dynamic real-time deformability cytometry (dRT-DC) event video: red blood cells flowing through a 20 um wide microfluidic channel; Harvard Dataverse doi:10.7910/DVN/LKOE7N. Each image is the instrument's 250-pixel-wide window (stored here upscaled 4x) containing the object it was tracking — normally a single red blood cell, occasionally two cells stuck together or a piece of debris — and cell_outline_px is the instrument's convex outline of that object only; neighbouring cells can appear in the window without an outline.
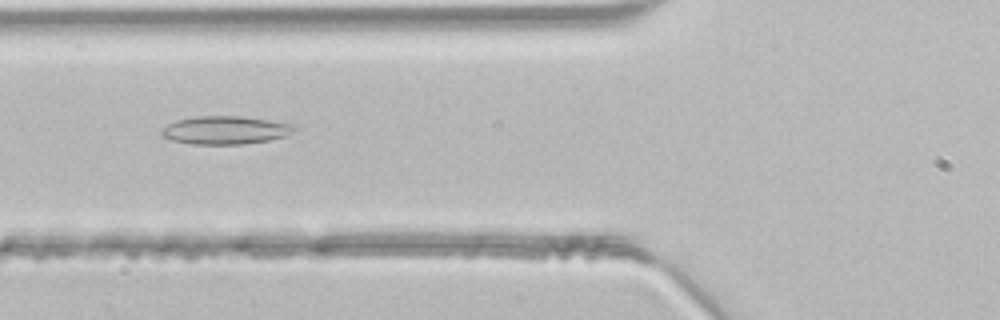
{"species": "common noctule bat (a hibernating species)", "species_latin": "Nyctalus noctula", "temperature_condition": "room temperature", "stored_images_in_passage": 42, "camera_frame_rate_fps": 3000, "um_per_image_px": 0.085, "animal": {"sex": "male", "body_mass_g": 21.5, "forearm_length_mm": 52.0}, "frame": {"image": 1, "passage_image": 13, "time_ms": 4.0, "image_size_px": [1000, 320], "cell_outline_px": [[296, 128], [292, 132], [284, 136], [268, 140], [240, 144], [192, 144], [172, 140], [164, 136], [160, 132], [168, 124], [176, 120], [196, 116], [240, 116], [268, 120], [292, 124]], "centroid_in_image_um": [19.13, 11.05], "position_along_channel_um": 106.7, "area_um2": 21.44}}
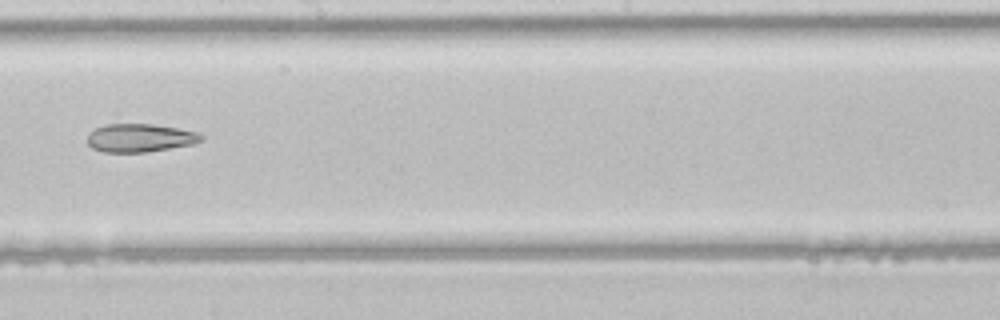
{"frame": {"image": 2, "passage_image": 22, "time_ms": 7.0, "image_size_px": [1000, 320], "cell_outline_px": [[204, 140], [192, 144], [144, 152], [104, 152], [92, 148], [88, 144], [88, 136], [96, 128], [104, 124], [152, 124], [176, 128], [196, 132], [204, 136]], "centroid_in_image_um": [11.89, 11.72], "position_along_channel_um": 236.3, "area_um2": 18.5}}
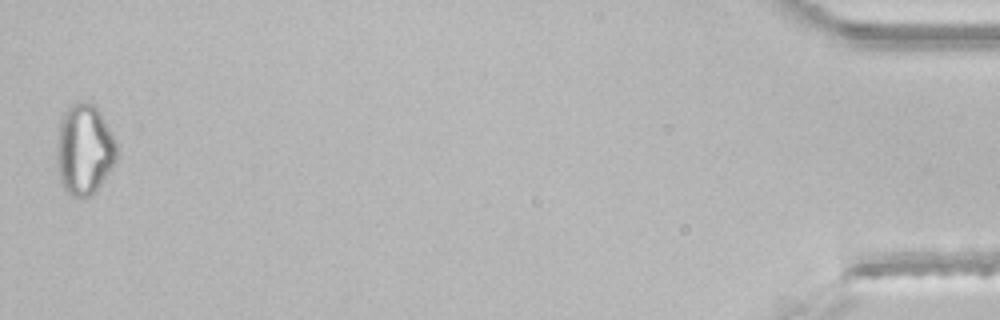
{"frame": {"image": 3, "passage_image": 42, "time_ms": 13.667, "image_size_px": [1000, 320], "cell_outline_px": [[116, 164], [96, 192], [92, 196], [84, 200], [72, 196], [64, 188], [60, 180], [56, 164], [56, 144], [60, 124], [64, 112], [76, 100], [96, 104], [116, 140]], "centroid_in_image_um": [7.18, 12.74], "position_along_channel_um": 428.0, "area_um2": 32.48}}